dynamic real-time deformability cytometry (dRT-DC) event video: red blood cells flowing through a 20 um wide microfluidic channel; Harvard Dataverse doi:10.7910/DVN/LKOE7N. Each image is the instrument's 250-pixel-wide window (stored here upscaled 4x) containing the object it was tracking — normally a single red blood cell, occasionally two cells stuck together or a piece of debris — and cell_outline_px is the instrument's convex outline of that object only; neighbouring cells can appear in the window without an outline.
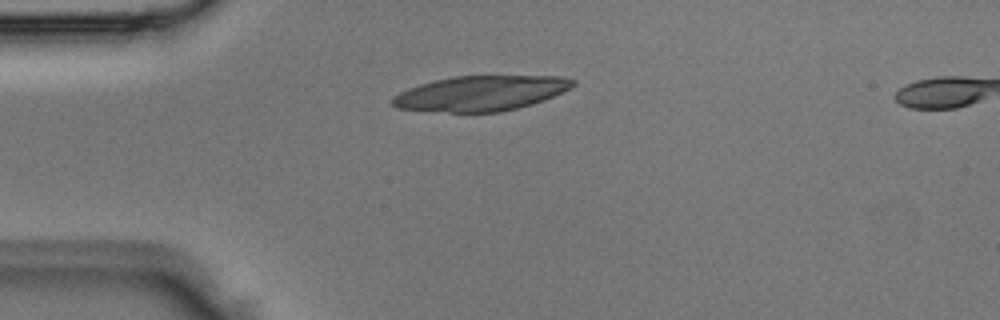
{"species": "Egyptian fruit bat (a non-hibernating species)", "species_latin": "Rousettus aegyptiacus", "temperature_condition": "room temperature", "stored_images_in_passage": 2, "segment_of_instrument_passage": [1, 2], "camera_frame_rate_fps": 3000, "um_per_image_px": 0.085, "animal": {"sex": "male"}, "frame": {"image": 1, "passage_image": 1, "time_ms": 0.0, "image_size_px": [1000, 320], "cell_outline_px": [[576, 84], [572, 88], [544, 100], [532, 104], [500, 112], [448, 112], [396, 108], [392, 104], [392, 100], [400, 92], [408, 88], [420, 84], [452, 76], [560, 76], [576, 80]], "centroid_in_image_um": [40.91, 7.92], "position_along_channel_um": 44.1, "area_um2": 36.76}}